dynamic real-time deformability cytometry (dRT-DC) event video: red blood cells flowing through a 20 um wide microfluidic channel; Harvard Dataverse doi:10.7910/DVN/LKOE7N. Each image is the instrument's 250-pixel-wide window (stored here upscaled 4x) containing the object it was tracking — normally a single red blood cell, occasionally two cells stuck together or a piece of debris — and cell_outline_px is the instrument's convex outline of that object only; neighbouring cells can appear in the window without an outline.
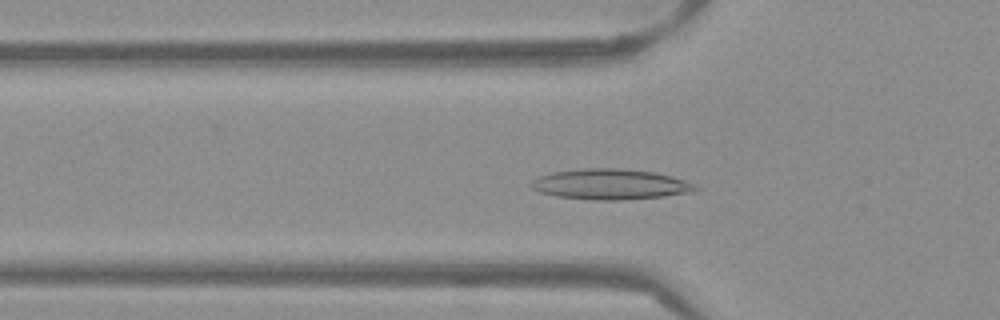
{"species": "Egyptian fruit bat (a non-hibernating species)", "species_latin": "Rousettus aegyptiacus", "temperature_condition": "warm", "stored_images_in_passage": 53, "camera_frame_rate_fps": 3000, "um_per_image_px": 0.085, "frame": {"image": 1, "passage_image": 17, "time_ms": 5.333, "image_size_px": [1000, 320], "cell_outline_px": [[700, 188], [696, 192], [664, 196], [620, 200], [592, 200], [556, 196], [540, 192], [532, 188], [528, 184], [532, 180], [540, 176], [552, 172], [580, 168], [616, 168], [652, 172], [672, 176], [696, 184]], "centroid_in_image_um": [51.89, 15.66], "position_along_channel_um": 73.9, "area_um2": 29.36}}
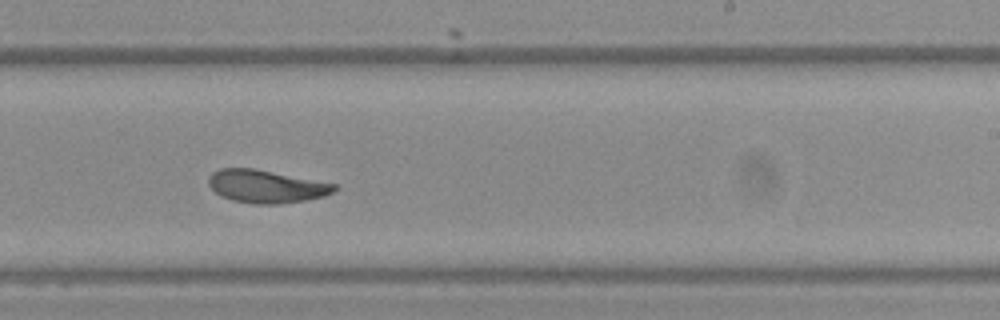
{"frame": {"image": 2, "passage_image": 32, "time_ms": 10.333, "image_size_px": [1000, 320], "cell_outline_px": [[340, 188], [324, 196], [304, 200], [280, 204], [252, 204], [232, 200], [216, 192], [208, 184], [208, 176], [212, 172], [220, 168], [252, 168], [336, 184]], "centroid_in_image_um": [22.61, 15.84], "position_along_channel_um": 266.4, "area_um2": 23.93}}
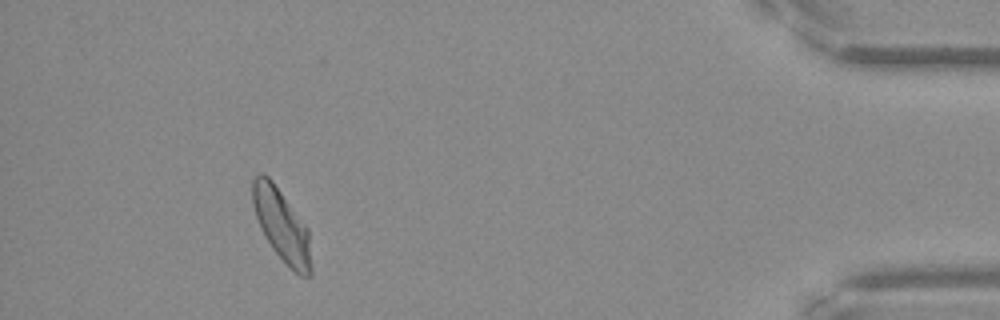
{"frame": {"image": 3, "passage_image": 48, "time_ms": 15.667, "image_size_px": [1000, 320], "cell_outline_px": [[312, 276], [300, 276], [272, 248], [264, 236], [260, 228], [252, 204], [252, 180], [260, 172], [268, 176], [272, 180], [308, 228], [312, 264]], "centroid_in_image_um": [23.94, 19.14], "position_along_channel_um": 411.3, "area_um2": 24.57}, "authors_computed_cell_mechanics": {"area_um2": 24.854, "velocity_mm_per_s": 3.8372, "shape_relaxation_time_tau1_ms": 5.5346, "shape_relaxation_time_tau2_ms": 1.9275, "deformation_change_tau1": 0.1656, "deformation_change_tau2": 0.0688}}